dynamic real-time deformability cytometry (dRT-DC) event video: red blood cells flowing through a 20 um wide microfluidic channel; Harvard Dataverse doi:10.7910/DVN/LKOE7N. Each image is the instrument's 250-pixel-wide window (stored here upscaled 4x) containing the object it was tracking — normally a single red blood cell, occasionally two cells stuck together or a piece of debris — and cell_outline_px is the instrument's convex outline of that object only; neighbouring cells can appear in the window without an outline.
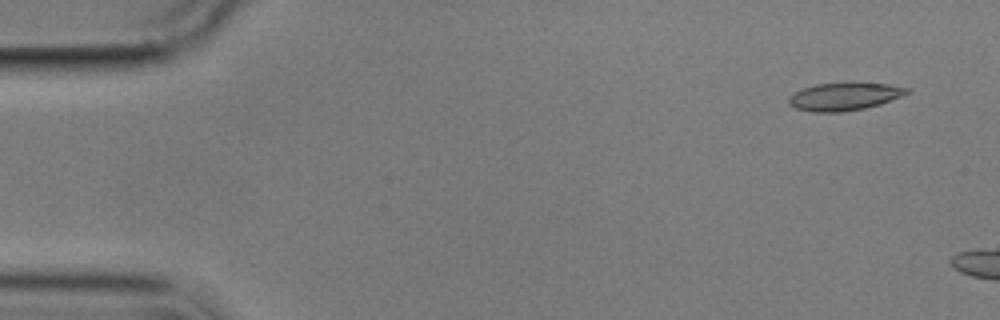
{"species": "common noctule bat (a hibernating species)", "species_latin": "Nyctalus noctula", "temperature_condition": "cold", "stored_images_in_passage": 4, "camera_frame_rate_fps": 3000, "um_per_image_px": 0.085, "animal": {"sex": "male", "body_mass_g": 17.9}, "frame": {"image": 1, "passage_image": 2, "time_ms": 1.0, "image_size_px": [1000, 320], "cell_outline_px": [[912, 92], [880, 104], [864, 108], [840, 112], [812, 112], [796, 108], [788, 104], [788, 96], [804, 88], [816, 84], [888, 84], [912, 88]], "centroid_in_image_um": [71.78, 8.22], "position_along_channel_um": 13.2, "area_um2": 18.79}}